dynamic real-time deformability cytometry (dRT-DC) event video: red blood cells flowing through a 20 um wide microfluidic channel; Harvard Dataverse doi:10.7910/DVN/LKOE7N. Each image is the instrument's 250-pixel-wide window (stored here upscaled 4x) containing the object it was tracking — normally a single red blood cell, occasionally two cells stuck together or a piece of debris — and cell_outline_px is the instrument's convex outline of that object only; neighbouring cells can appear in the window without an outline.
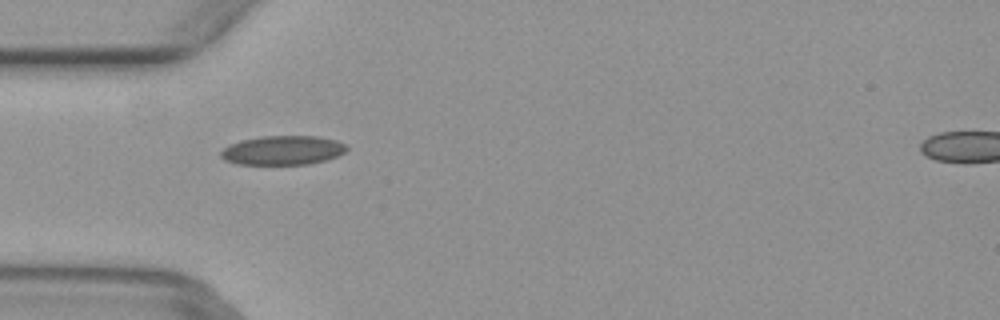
{"species": "common noctule bat (a hibernating species)", "species_latin": "Nyctalus noctula", "temperature_condition": "warm", "stored_images_in_passage": 5, "camera_frame_rate_fps": 3000, "um_per_image_px": 0.085, "animal": {"sex": "female", "body_mass_g": 29.2, "forearm_length_mm": 56.3}, "frame": {"image": 1, "passage_image": 2, "time_ms": 0.333, "image_size_px": [1000, 320], "cell_outline_px": [[348, 148], [344, 152], [336, 156], [324, 160], [308, 164], [236, 164], [224, 160], [220, 156], [220, 152], [224, 148], [240, 140], [260, 136], [316, 136], [336, 140], [344, 144]], "centroid_in_image_um": [24.0, 12.77], "position_along_channel_um": 61.0, "area_um2": 21.27}}
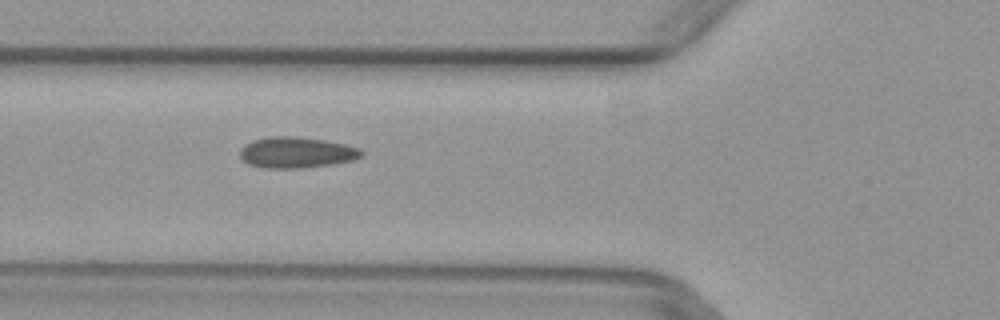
{"frame": {"image": 2, "passage_image": 3, "time_ms": 0.667, "image_size_px": [1000, 320], "cell_outline_px": [[364, 156], [352, 160], [332, 164], [300, 168], [264, 168], [248, 164], [240, 156], [240, 148], [244, 144], [252, 140], [268, 136], [296, 136], [324, 140], [348, 144], [360, 148], [364, 152]], "centroid_in_image_um": [25.21, 12.95], "position_along_channel_um": 100.6, "area_um2": 22.2}}